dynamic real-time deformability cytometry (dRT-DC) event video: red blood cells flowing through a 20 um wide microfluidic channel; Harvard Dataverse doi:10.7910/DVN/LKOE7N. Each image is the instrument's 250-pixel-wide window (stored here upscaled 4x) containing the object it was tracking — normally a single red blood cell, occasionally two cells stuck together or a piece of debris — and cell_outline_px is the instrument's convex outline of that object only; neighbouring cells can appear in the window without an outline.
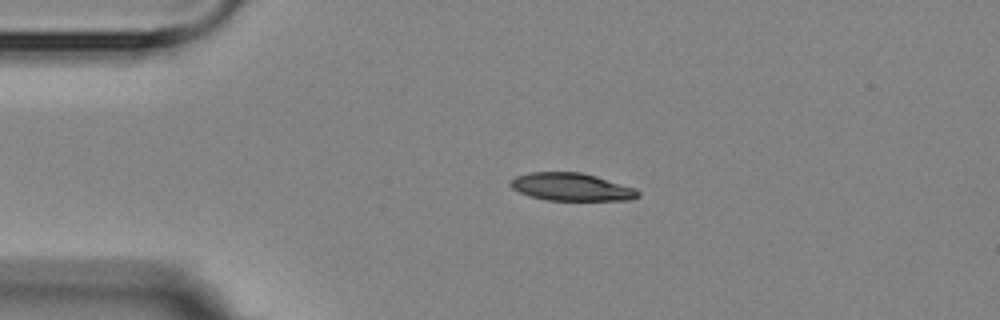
{"species": "Egyptian fruit bat (a non-hibernating species)", "species_latin": "Rousettus aegyptiacus", "temperature_condition": "room temperature", "stored_images_in_passage": 4, "camera_frame_rate_fps": 3000, "um_per_image_px": 0.085, "animal": {"sex": "female"}, "frame": {"image": 1, "passage_image": 3, "time_ms": 2.333, "image_size_px": [1000, 320], "cell_outline_px": [[640, 196], [632, 200], [544, 200], [528, 196], [512, 188], [508, 184], [516, 176], [532, 172], [580, 172], [596, 176], [636, 188], [640, 192]], "centroid_in_image_um": [48.59, 15.9], "position_along_channel_um": 36.4, "area_um2": 20.69}}